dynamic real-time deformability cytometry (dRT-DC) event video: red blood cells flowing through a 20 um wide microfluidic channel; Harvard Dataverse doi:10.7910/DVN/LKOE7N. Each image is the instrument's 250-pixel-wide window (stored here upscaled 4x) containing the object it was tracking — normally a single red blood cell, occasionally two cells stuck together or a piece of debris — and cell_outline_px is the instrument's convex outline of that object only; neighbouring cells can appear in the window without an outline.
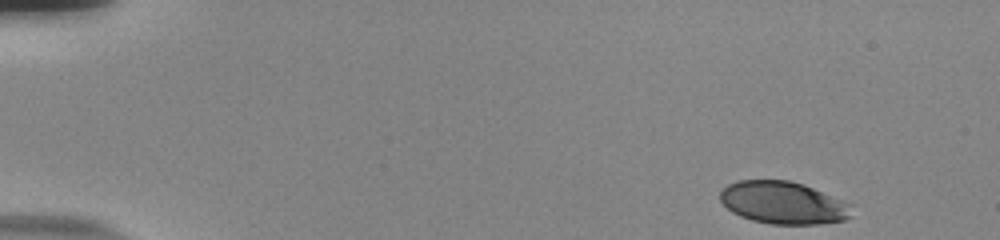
{"species": "human", "species_latin": "Homo sapiens", "temperature_condition": "room temperature", "stored_images_in_passage": 52, "camera_frame_rate_fps": 3000, "um_per_image_px": 0.085, "donor": {"sex": "male"}, "frame": {"image": 1, "passage_image": 1, "time_ms": 0.0, "image_size_px": [1000, 240], "cell_outline_px": [[848, 216], [844, 220], [820, 224], [772, 224], [752, 220], [740, 216], [732, 212], [720, 200], [720, 192], [728, 184], [740, 180], [788, 180], [804, 184], [840, 200], [848, 204]], "centroid_in_image_um": [66.49, 17.23], "position_along_channel_um": 18.5, "area_um2": 31.96}}
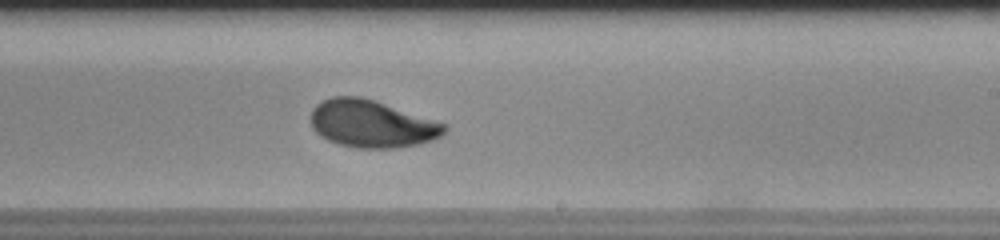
{"frame": {"image": 2, "passage_image": 31, "time_ms": 10.0, "image_size_px": [1000, 240], "cell_outline_px": [[448, 128], [440, 136], [432, 140], [420, 144], [400, 148], [356, 148], [340, 144], [328, 140], [320, 136], [312, 128], [312, 108], [316, 104], [332, 96], [360, 96], [448, 124]], "centroid_in_image_um": [31.61, 10.53], "position_along_channel_um": 257.4, "area_um2": 36.88}}
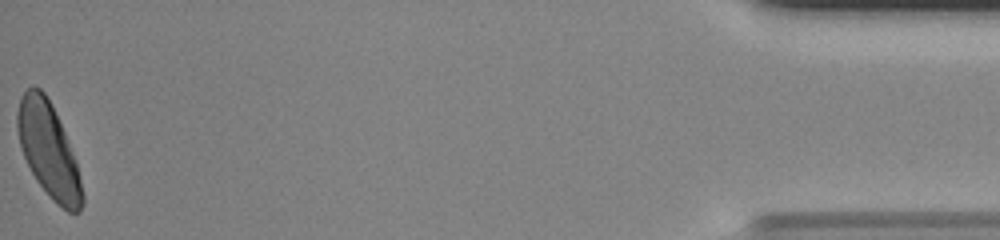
{"frame": {"image": 3, "passage_image": 52, "time_ms": 17.0, "image_size_px": [1000, 240], "cell_outline_px": [[84, 204], [80, 212], [68, 212], [56, 204], [52, 200], [36, 180], [24, 156], [20, 144], [16, 128], [16, 116], [20, 96], [28, 88], [40, 88], [44, 92], [64, 132], [72, 152], [76, 164], [84, 196]], "centroid_in_image_um": [4.11, 12.81], "position_along_channel_um": 431.1, "area_um2": 35.08}, "authors_computed_cell_mechanics": {"area_um2": 35.7204, "velocity_mm_per_s": 3.7075, "shape_relaxation_time_tau1_ms": 3.4229, "shape_relaxation_time_tau2_ms": 1.0523, "deformation_change_tau1": 0.1449, "deformation_change_tau2": 0.0533}}